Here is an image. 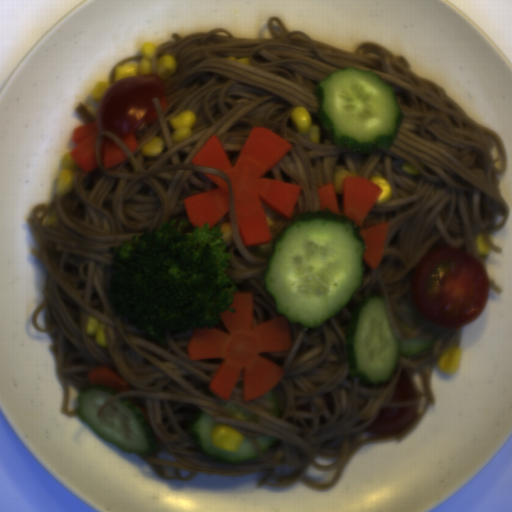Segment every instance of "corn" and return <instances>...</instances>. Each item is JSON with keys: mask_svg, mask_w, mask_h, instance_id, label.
<instances>
[{"mask_svg": "<svg viewBox=\"0 0 512 512\" xmlns=\"http://www.w3.org/2000/svg\"><path fill=\"white\" fill-rule=\"evenodd\" d=\"M158 50L157 44L151 42L142 44L140 60L118 66L115 70L113 83L124 78L151 73H157L162 77L163 81L171 77L176 69L175 56L167 53L161 58L156 59Z\"/></svg>", "mask_w": 512, "mask_h": 512, "instance_id": "corn-1", "label": "corn"}, {"mask_svg": "<svg viewBox=\"0 0 512 512\" xmlns=\"http://www.w3.org/2000/svg\"><path fill=\"white\" fill-rule=\"evenodd\" d=\"M243 434L226 425H215L211 442L214 447H218L226 452L238 451L243 442Z\"/></svg>", "mask_w": 512, "mask_h": 512, "instance_id": "corn-2", "label": "corn"}, {"mask_svg": "<svg viewBox=\"0 0 512 512\" xmlns=\"http://www.w3.org/2000/svg\"><path fill=\"white\" fill-rule=\"evenodd\" d=\"M289 118L295 130L314 143H320V127L312 125L309 111L305 106L296 107L291 111Z\"/></svg>", "mask_w": 512, "mask_h": 512, "instance_id": "corn-3", "label": "corn"}, {"mask_svg": "<svg viewBox=\"0 0 512 512\" xmlns=\"http://www.w3.org/2000/svg\"><path fill=\"white\" fill-rule=\"evenodd\" d=\"M195 123L196 116L194 111H181L175 117L169 119V124L173 130L172 141L178 143L190 138L193 133L192 127Z\"/></svg>", "mask_w": 512, "mask_h": 512, "instance_id": "corn-4", "label": "corn"}, {"mask_svg": "<svg viewBox=\"0 0 512 512\" xmlns=\"http://www.w3.org/2000/svg\"><path fill=\"white\" fill-rule=\"evenodd\" d=\"M72 150H67L61 158L62 169L58 176L56 195L59 198H64L72 190L73 173L78 167L71 156Z\"/></svg>", "mask_w": 512, "mask_h": 512, "instance_id": "corn-5", "label": "corn"}, {"mask_svg": "<svg viewBox=\"0 0 512 512\" xmlns=\"http://www.w3.org/2000/svg\"><path fill=\"white\" fill-rule=\"evenodd\" d=\"M461 365V349L459 345H449L436 361L441 373L453 375Z\"/></svg>", "mask_w": 512, "mask_h": 512, "instance_id": "corn-6", "label": "corn"}, {"mask_svg": "<svg viewBox=\"0 0 512 512\" xmlns=\"http://www.w3.org/2000/svg\"><path fill=\"white\" fill-rule=\"evenodd\" d=\"M106 323L94 317L93 315H89L86 321V325L84 331L86 335L92 336L94 338L95 343L98 346L103 348H108V343L106 339Z\"/></svg>", "mask_w": 512, "mask_h": 512, "instance_id": "corn-7", "label": "corn"}, {"mask_svg": "<svg viewBox=\"0 0 512 512\" xmlns=\"http://www.w3.org/2000/svg\"><path fill=\"white\" fill-rule=\"evenodd\" d=\"M369 180L374 182L382 190L380 196L378 197V199L374 205V206H381L382 204L387 202L390 199V197L392 196L393 190L391 188V185L385 177H380V176L375 175V176L371 177Z\"/></svg>", "mask_w": 512, "mask_h": 512, "instance_id": "corn-8", "label": "corn"}, {"mask_svg": "<svg viewBox=\"0 0 512 512\" xmlns=\"http://www.w3.org/2000/svg\"><path fill=\"white\" fill-rule=\"evenodd\" d=\"M164 149V141L159 136H154L145 145L141 147L144 156L158 157Z\"/></svg>", "mask_w": 512, "mask_h": 512, "instance_id": "corn-9", "label": "corn"}, {"mask_svg": "<svg viewBox=\"0 0 512 512\" xmlns=\"http://www.w3.org/2000/svg\"><path fill=\"white\" fill-rule=\"evenodd\" d=\"M345 177H355L352 172L347 170L346 168H341L338 170L333 178V185L335 189V193L343 194V185Z\"/></svg>", "mask_w": 512, "mask_h": 512, "instance_id": "corn-10", "label": "corn"}, {"mask_svg": "<svg viewBox=\"0 0 512 512\" xmlns=\"http://www.w3.org/2000/svg\"><path fill=\"white\" fill-rule=\"evenodd\" d=\"M477 255L487 256L491 251V247L487 243L484 234H478L474 240Z\"/></svg>", "mask_w": 512, "mask_h": 512, "instance_id": "corn-11", "label": "corn"}, {"mask_svg": "<svg viewBox=\"0 0 512 512\" xmlns=\"http://www.w3.org/2000/svg\"><path fill=\"white\" fill-rule=\"evenodd\" d=\"M221 231L222 240L224 242V248L231 245L234 233L233 228L230 222L222 223V225L219 227Z\"/></svg>", "mask_w": 512, "mask_h": 512, "instance_id": "corn-12", "label": "corn"}, {"mask_svg": "<svg viewBox=\"0 0 512 512\" xmlns=\"http://www.w3.org/2000/svg\"><path fill=\"white\" fill-rule=\"evenodd\" d=\"M109 86L110 85L106 81H103V80L100 79L93 86V88H92V90L90 92V97L95 99L97 104L99 105V101H100L103 93L107 90V88Z\"/></svg>", "mask_w": 512, "mask_h": 512, "instance_id": "corn-13", "label": "corn"}, {"mask_svg": "<svg viewBox=\"0 0 512 512\" xmlns=\"http://www.w3.org/2000/svg\"><path fill=\"white\" fill-rule=\"evenodd\" d=\"M262 206H263L264 212H265L267 220H268L269 229L274 228L276 226V224L278 223L281 215H279L278 213H276L275 211H273L272 209H270L269 207H267L263 204H262Z\"/></svg>", "mask_w": 512, "mask_h": 512, "instance_id": "corn-14", "label": "corn"}]
</instances>
